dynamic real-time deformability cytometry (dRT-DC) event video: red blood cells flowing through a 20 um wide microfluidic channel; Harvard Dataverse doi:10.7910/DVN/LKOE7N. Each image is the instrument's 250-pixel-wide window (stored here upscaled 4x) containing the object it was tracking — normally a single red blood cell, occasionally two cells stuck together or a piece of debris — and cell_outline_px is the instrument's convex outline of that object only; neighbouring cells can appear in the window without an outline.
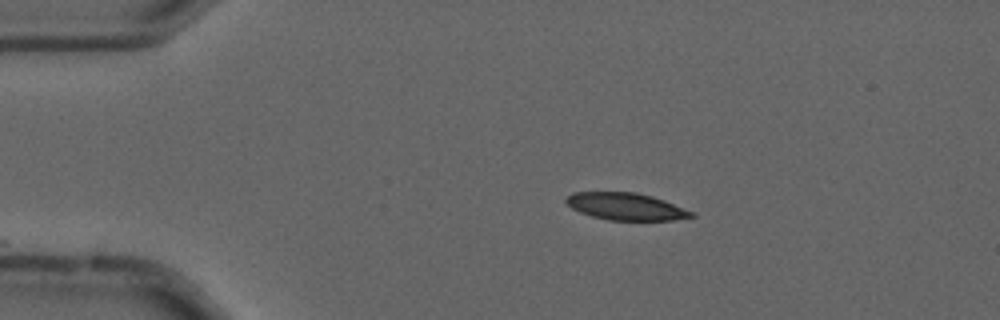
{"species": "common noctule bat (a hibernating species)", "species_latin": "Nyctalus noctula", "temperature_condition": "cold", "stored_images_in_passage": 26, "camera_frame_rate_fps": 3000, "um_per_image_px": 0.085, "animal": {"sex": "male", "forearm_length_mm": 52.5}, "frame": {"image": 1, "passage_image": 1, "time_ms": 0.0, "image_size_px": [1000, 320], "cell_outline_px": [[696, 216], [672, 220], [608, 220], [592, 216], [580, 212], [572, 208], [564, 200], [572, 192], [636, 192], [652, 196], [664, 200], [696, 212]], "centroid_in_image_um": [53.24, 17.55], "position_along_channel_um": 31.8, "area_um2": 19.88}}
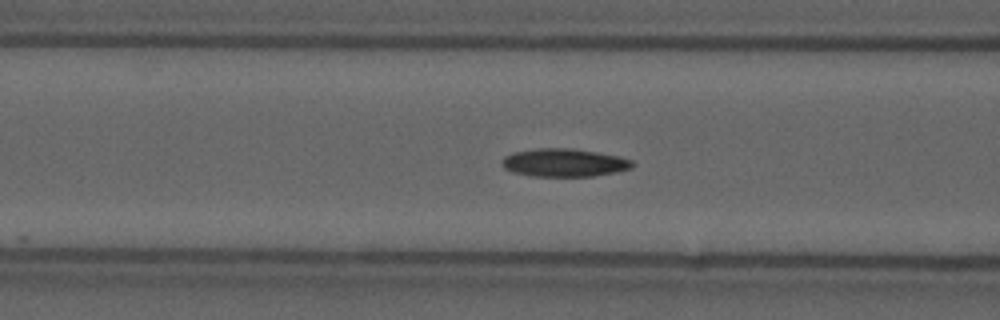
{"frame": {"image": 2, "passage_image": 12, "time_ms": 3.667, "image_size_px": [1000, 320], "cell_outline_px": [[636, 164], [632, 168], [592, 176], [532, 176], [512, 172], [504, 168], [500, 164], [504, 156], [512, 152], [536, 148], [572, 148], [620, 156], [632, 160]], "centroid_in_image_um": [47.92, 13.82], "position_along_channel_um": 118.7, "area_um2": 21.44}}
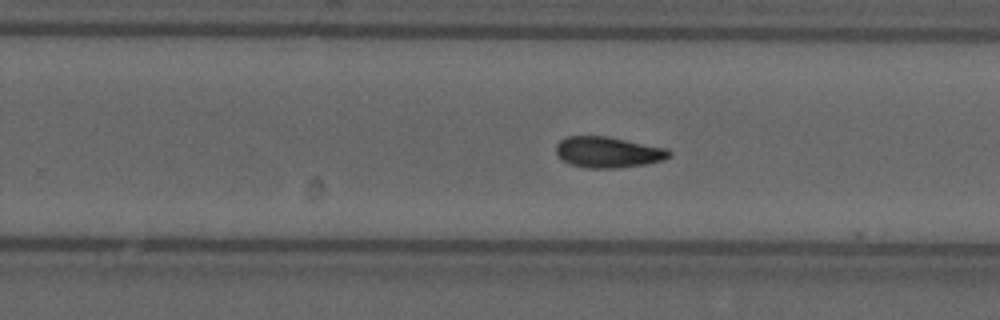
{"frame": {"image": 3, "passage_image": 25, "time_ms": 8.0, "image_size_px": [1000, 320], "cell_outline_px": [[672, 156], [664, 160], [644, 164], [616, 168], [588, 168], [572, 164], [564, 160], [556, 152], [556, 144], [560, 140], [568, 136], [608, 136], [668, 148], [672, 152]], "centroid_in_image_um": [51.74, 12.92], "position_along_channel_um": 278.1, "area_um2": 20.4}}